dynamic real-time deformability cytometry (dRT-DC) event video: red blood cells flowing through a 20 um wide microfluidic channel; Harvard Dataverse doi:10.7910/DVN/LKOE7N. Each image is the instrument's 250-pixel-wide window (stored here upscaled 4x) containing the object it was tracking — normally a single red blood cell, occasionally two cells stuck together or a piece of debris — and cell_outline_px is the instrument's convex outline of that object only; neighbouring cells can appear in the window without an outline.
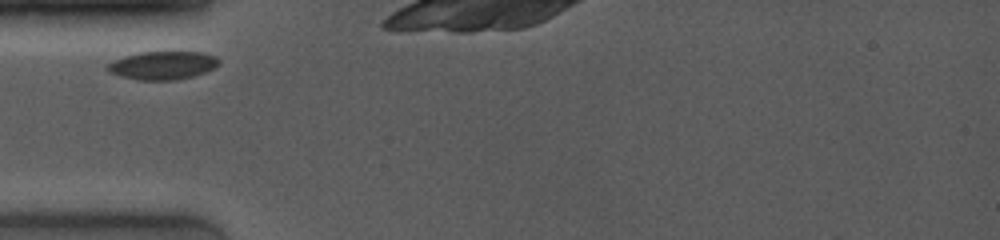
{"species": "common noctule bat (a hibernating species)", "species_latin": "Nyctalus noctula", "temperature_condition": "room temperature", "stored_images_in_passage": 3, "camera_frame_rate_fps": 4000, "um_per_image_px": 0.085, "animal": {"sex": "female", "body_mass_g": 19.0, "forearm_length_mm": 53.3}, "frame": {"image": 1, "passage_image": 1, "time_ms": 0.0, "image_size_px": [1000, 240], "cell_outline_px": [[220, 64], [204, 72], [192, 76], [176, 80], [140, 80], [120, 76], [108, 72], [108, 64], [112, 60], [124, 56], [140, 52], [200, 52], [216, 56], [220, 60]], "centroid_in_image_um": [13.82, 5.55], "position_along_channel_um": 71.2, "area_um2": 18.26}}